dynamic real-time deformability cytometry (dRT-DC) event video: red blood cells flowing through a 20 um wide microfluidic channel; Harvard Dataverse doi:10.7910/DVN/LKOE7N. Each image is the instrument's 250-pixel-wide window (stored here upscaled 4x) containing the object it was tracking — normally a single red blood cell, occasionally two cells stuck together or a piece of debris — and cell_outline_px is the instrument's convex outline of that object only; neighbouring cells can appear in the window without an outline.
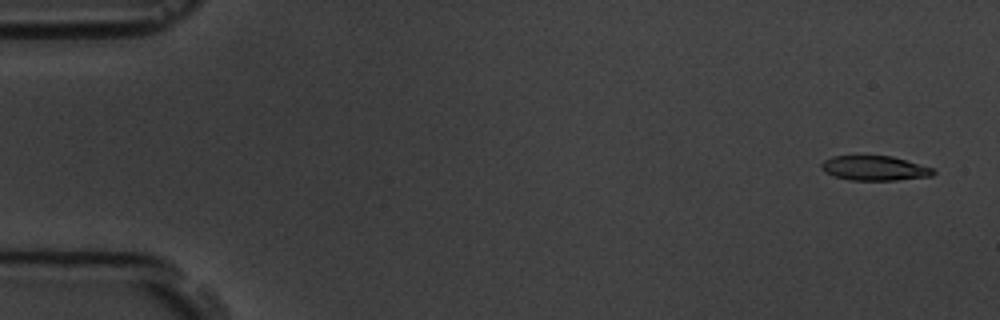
{"species": "common noctule bat (a hibernating species)", "species_latin": "Nyctalus noctula", "temperature_condition": "room temperature", "stored_images_in_passage": 5, "camera_frame_rate_fps": 3000, "um_per_image_px": 0.085, "animal": {"sex": "male", "body_mass_g": 19.5, "forearm_length_mm": 54.6}, "frame": {"image": 1, "passage_image": 1, "time_ms": 0.0, "image_size_px": [1000, 320], "cell_outline_px": [[936, 172], [932, 176], [896, 180], [848, 180], [836, 176], [820, 168], [820, 164], [824, 160], [832, 156], [892, 156], [932, 168]], "centroid_in_image_um": [74.34, 14.29], "position_along_channel_um": 10.7, "area_um2": 15.9}}
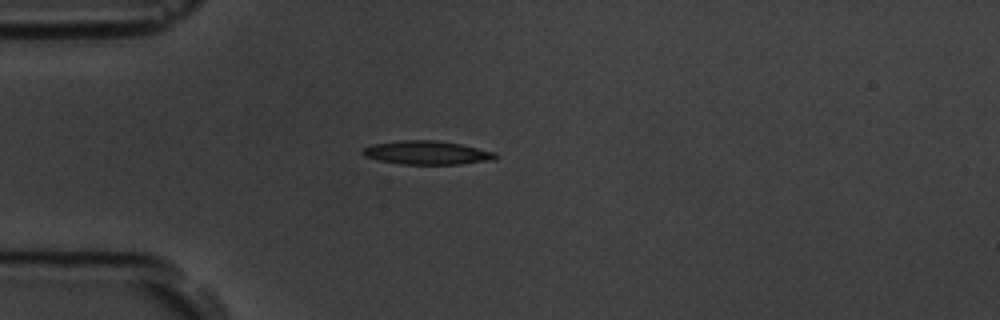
{"frame": {"image": 2, "passage_image": 5, "time_ms": 4.333, "image_size_px": [1000, 320], "cell_outline_px": [[496, 156], [492, 160], [460, 164], [400, 164], [380, 160], [364, 156], [360, 152], [364, 148], [372, 144], [400, 140], [436, 140], [460, 144], [496, 152]], "centroid_in_image_um": [36.26, 12.97], "position_along_channel_um": 48.7, "area_um2": 18.21}}